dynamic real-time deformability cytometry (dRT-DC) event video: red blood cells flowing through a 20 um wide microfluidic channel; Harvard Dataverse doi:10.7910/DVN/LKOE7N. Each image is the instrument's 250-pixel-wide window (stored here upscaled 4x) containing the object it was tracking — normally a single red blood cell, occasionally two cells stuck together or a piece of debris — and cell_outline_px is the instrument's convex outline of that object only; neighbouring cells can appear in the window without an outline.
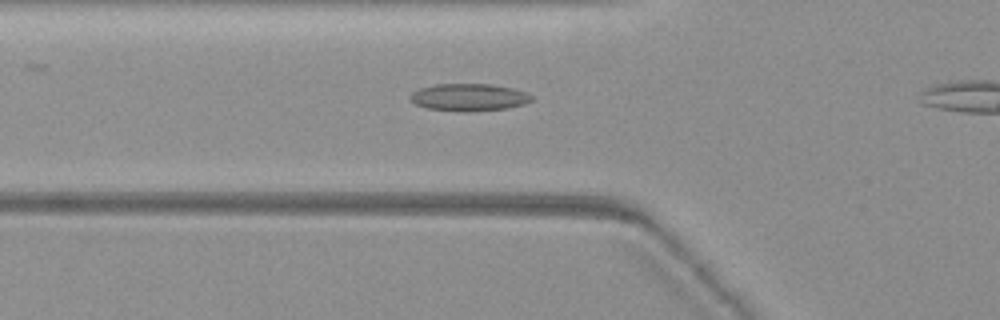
{"species": "common noctule bat (a hibernating species)", "species_latin": "Nyctalus noctula", "temperature_condition": "warm", "stored_images_in_passage": 46, "camera_frame_rate_fps": 3000, "um_per_image_px": 0.085, "animal": {"sex": "female", "body_mass_g": 19.3, "forearm_length_mm": 54.1}, "frame": {"image": 1, "passage_image": 15, "time_ms": 4.667, "image_size_px": [1000, 320], "cell_outline_px": [[532, 100], [524, 104], [508, 108], [468, 112], [464, 112], [428, 108], [416, 104], [408, 96], [412, 92], [420, 88], [436, 84], [492, 84], [512, 88], [524, 92], [532, 96]], "centroid_in_image_um": [39.85, 8.27], "position_along_channel_um": 85.9, "area_um2": 19.25}}
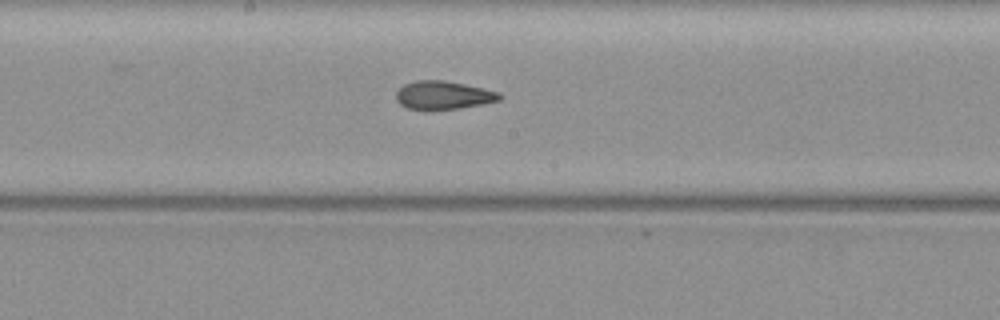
{"frame": {"image": 2, "passage_image": 28, "time_ms": 9.0, "image_size_px": [1000, 320], "cell_outline_px": [[504, 96], [500, 100], [484, 104], [460, 108], [424, 112], [408, 108], [400, 104], [396, 100], [396, 92], [404, 84], [416, 80], [440, 80], [464, 84], [484, 88], [500, 92]], "centroid_in_image_um": [37.68, 8.12], "position_along_channel_um": 210.5, "area_um2": 17.57}}
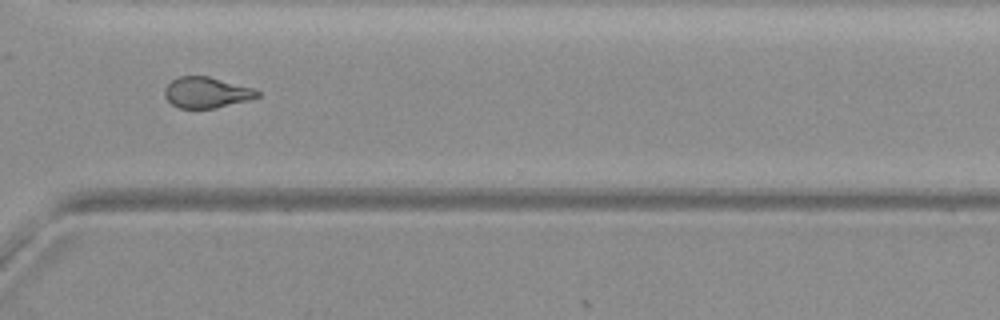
{"frame": {"image": 3, "passage_image": 43, "time_ms": 14.0, "image_size_px": [1000, 320], "cell_outline_px": [[260, 96], [248, 100], [216, 108], [180, 108], [172, 104], [164, 96], [164, 88], [172, 80], [180, 76], [208, 76], [252, 88], [260, 92]], "centroid_in_image_um": [17.53, 7.86], "position_along_channel_um": 353.1, "area_um2": 16.53}}